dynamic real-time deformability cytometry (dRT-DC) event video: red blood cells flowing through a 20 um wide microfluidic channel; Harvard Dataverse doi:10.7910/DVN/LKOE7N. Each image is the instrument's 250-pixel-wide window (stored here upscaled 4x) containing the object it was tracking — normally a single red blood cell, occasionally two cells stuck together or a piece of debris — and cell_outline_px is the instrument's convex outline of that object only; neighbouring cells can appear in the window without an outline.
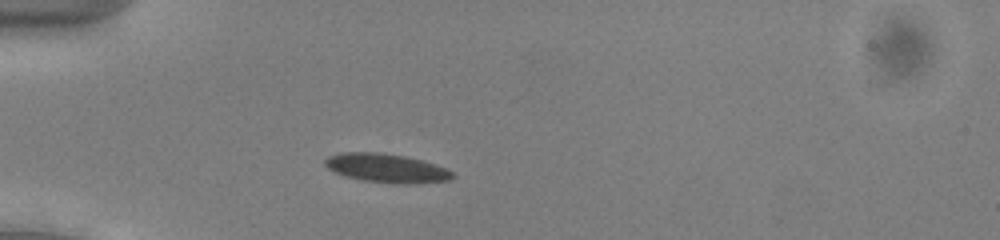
{"species": "common noctule bat (a hibernating species)", "species_latin": "Nyctalus noctula", "temperature_condition": "cold", "stored_images_in_passage": 45, "camera_frame_rate_fps": 3000, "um_per_image_px": 0.085, "animal": {"sex": "male", "body_mass_g": 13.0, "forearm_length_mm": 53.1}, "frame": {"image": 1, "passage_image": 8, "time_ms": 2.333, "image_size_px": [1000, 240], "cell_outline_px": [[456, 176], [448, 180], [412, 184], [396, 184], [364, 180], [344, 176], [328, 168], [324, 164], [324, 160], [328, 156], [340, 152], [380, 152], [404, 156], [424, 160], [448, 168]], "centroid_in_image_um": [32.87, 14.28], "position_along_channel_um": 52.1, "area_um2": 21.62}}
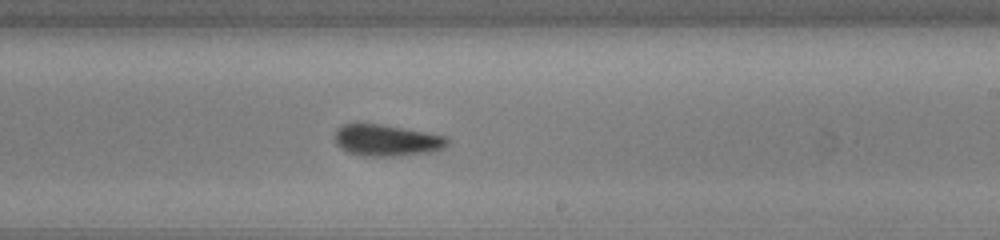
{"frame": {"image": 2, "passage_image": 25, "time_ms": 8.0, "image_size_px": [1000, 240], "cell_outline_px": [[448, 144], [444, 148], [432, 152], [396, 156], [360, 156], [348, 152], [340, 148], [336, 144], [336, 128], [344, 124], [380, 124], [404, 128], [448, 136]], "centroid_in_image_um": [32.89, 11.94], "position_along_channel_um": 256.1, "area_um2": 20.75}}
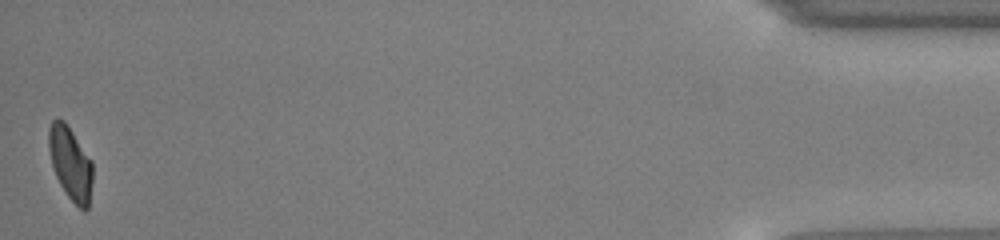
{"frame": {"image": 3, "passage_image": 45, "time_ms": 14.667, "image_size_px": [1000, 240], "cell_outline_px": [[92, 180], [88, 208], [84, 212], [68, 196], [60, 184], [56, 176], [52, 164], [48, 148], [48, 128], [52, 120], [56, 116], [64, 120], [92, 160]], "centroid_in_image_um": [5.98, 13.84], "position_along_channel_um": 429.2, "area_um2": 18.73}, "authors_computed_cell_mechanics": {"area_um2": 20.5768, "velocity_mm_per_s": 3.8958, "shape_relaxation_time_tau1_ms": 3.3552, "shape_relaxation_time_tau2_ms": 2.5384, "deformation_change_tau1": 0.1008, "deformation_change_tau2": 0.0731}}